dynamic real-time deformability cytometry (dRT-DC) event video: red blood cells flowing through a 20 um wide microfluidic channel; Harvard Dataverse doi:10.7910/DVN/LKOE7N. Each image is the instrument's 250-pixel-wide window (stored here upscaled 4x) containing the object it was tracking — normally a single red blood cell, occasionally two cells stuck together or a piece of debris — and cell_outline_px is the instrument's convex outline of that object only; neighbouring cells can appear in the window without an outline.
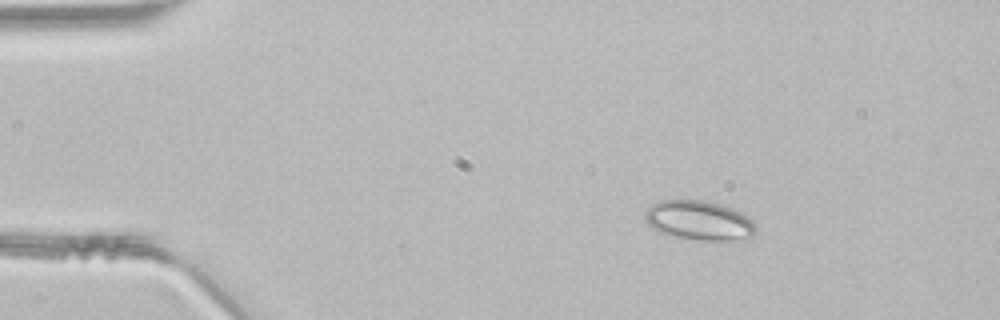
{"species": "common noctule bat (a hibernating species)", "species_latin": "Nyctalus noctula", "temperature_condition": "room temperature", "stored_images_in_passage": 40, "camera_frame_rate_fps": 3000, "um_per_image_px": 0.085, "animal": {"sex": "male", "body_mass_g": 21.5, "forearm_length_mm": 52.0}, "frame": {"image": 1, "passage_image": 1, "time_ms": 0.0, "image_size_px": [1000, 320], "cell_outline_px": [[756, 232], [752, 236], [728, 240], [700, 240], [676, 236], [660, 232], [652, 228], [644, 220], [644, 212], [652, 204], [660, 200], [704, 200], [720, 204], [732, 208], [748, 216], [752, 220], [756, 228]], "centroid_in_image_um": [59.4, 18.72], "position_along_channel_um": 25.6, "area_um2": 25.37}}
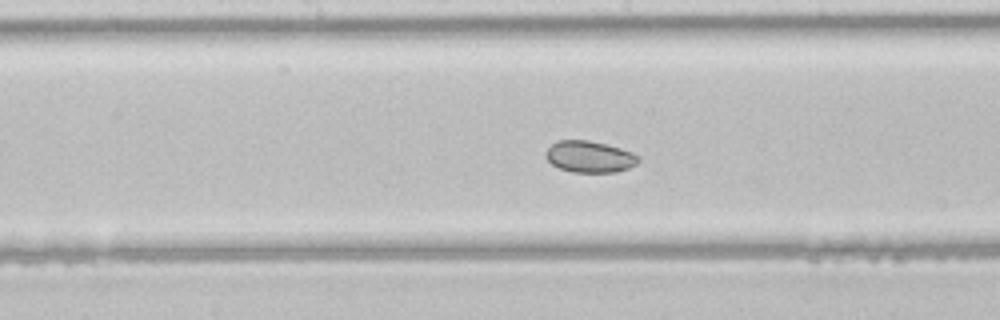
{"frame": {"image": 2, "passage_image": 18, "time_ms": 5.667, "image_size_px": [1000, 320], "cell_outline_px": [[640, 160], [636, 164], [628, 168], [616, 172], [572, 172], [560, 168], [552, 164], [544, 156], [544, 152], [556, 140], [588, 140], [620, 148], [632, 152], [640, 156]], "centroid_in_image_um": [50.1, 13.32], "position_along_channel_um": 198.1, "area_um2": 17.05}}
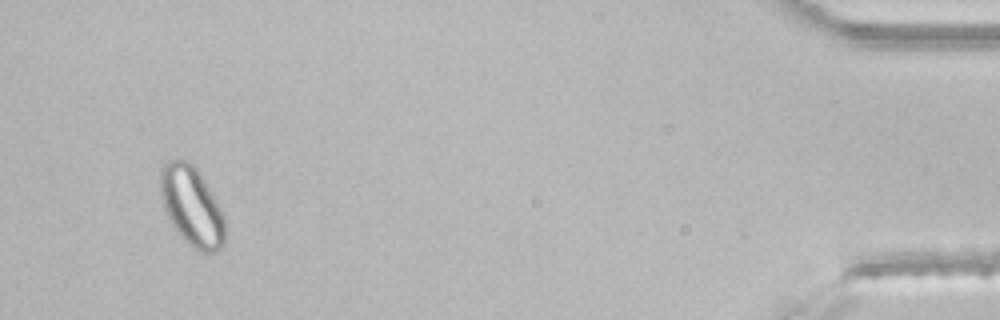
{"frame": {"image": 3, "passage_image": 39, "time_ms": 12.667, "image_size_px": [1000, 320], "cell_outline_px": [[224, 244], [216, 252], [204, 252], [192, 248], [176, 232], [164, 208], [160, 196], [160, 168], [168, 160], [184, 160], [192, 164], [196, 168], [204, 180], [220, 208], [224, 216]], "centroid_in_image_um": [16.28, 17.54], "position_along_channel_um": 418.9, "area_um2": 29.77}}